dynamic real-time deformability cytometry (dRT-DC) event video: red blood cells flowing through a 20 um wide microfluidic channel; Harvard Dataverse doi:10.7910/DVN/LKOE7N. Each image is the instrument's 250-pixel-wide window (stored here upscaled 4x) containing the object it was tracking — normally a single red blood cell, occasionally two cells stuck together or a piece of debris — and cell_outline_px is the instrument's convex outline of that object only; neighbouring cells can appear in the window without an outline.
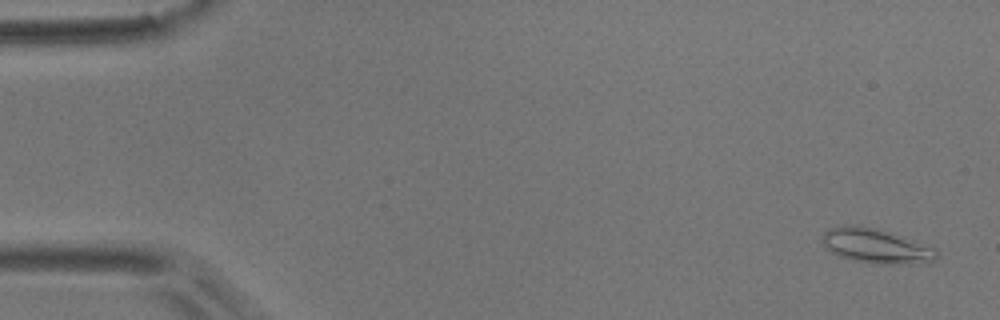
{"species": "common noctule bat (a hibernating species)", "species_latin": "Nyctalus noctula", "temperature_condition": "room temperature", "stored_images_in_passage": 53, "camera_frame_rate_fps": 3000, "um_per_image_px": 0.085, "animal": {"sex": "male", "body_mass_g": 17.9}, "frame": {"image": 1, "passage_image": 2, "time_ms": 0.333, "image_size_px": [1000, 320], "cell_outline_px": [[936, 260], [928, 264], [872, 264], [852, 260], [840, 256], [832, 252], [820, 240], [824, 232], [832, 228], [852, 224], [860, 224], [876, 228], [904, 236], [936, 248]], "centroid_in_image_um": [74.51, 20.92], "position_along_channel_um": 10.5, "area_um2": 23.47}}
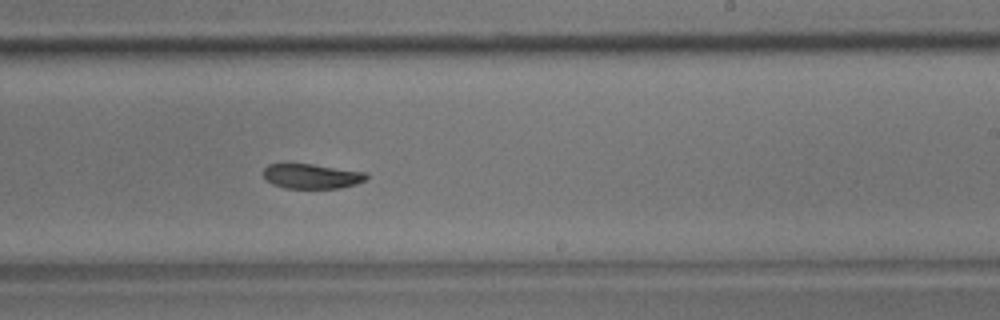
{"frame": {"image": 2, "passage_image": 32, "time_ms": 10.333, "image_size_px": [1000, 320], "cell_outline_px": [[368, 176], [364, 180], [356, 184], [340, 188], [284, 188], [272, 184], [264, 180], [264, 168], [268, 164], [312, 164], [368, 172]], "centroid_in_image_um": [26.49, 14.98], "position_along_channel_um": 262.5, "area_um2": 14.97}}
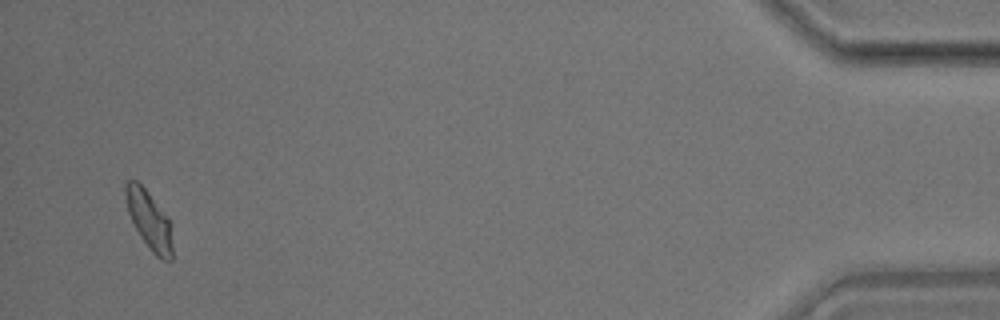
{"frame": {"image": 3, "passage_image": 51, "time_ms": 16.667, "image_size_px": [1000, 320], "cell_outline_px": [[172, 260], [160, 260], [152, 252], [140, 236], [128, 212], [124, 192], [124, 180], [136, 180], [148, 192], [172, 224]], "centroid_in_image_um": [12.68, 18.7], "position_along_channel_um": 422.5, "area_um2": 15.95}, "authors_computed_cell_mechanics": {"area_um2": 16.3574, "velocity_mm_per_s": 3.778, "shape_relaxation_time_tau1_ms": 6.4145, "shape_relaxation_time_tau2_ms": 6.3892, "deformation_change_tau1": 0.1398, "deformation_change_tau2": 0.1168}}